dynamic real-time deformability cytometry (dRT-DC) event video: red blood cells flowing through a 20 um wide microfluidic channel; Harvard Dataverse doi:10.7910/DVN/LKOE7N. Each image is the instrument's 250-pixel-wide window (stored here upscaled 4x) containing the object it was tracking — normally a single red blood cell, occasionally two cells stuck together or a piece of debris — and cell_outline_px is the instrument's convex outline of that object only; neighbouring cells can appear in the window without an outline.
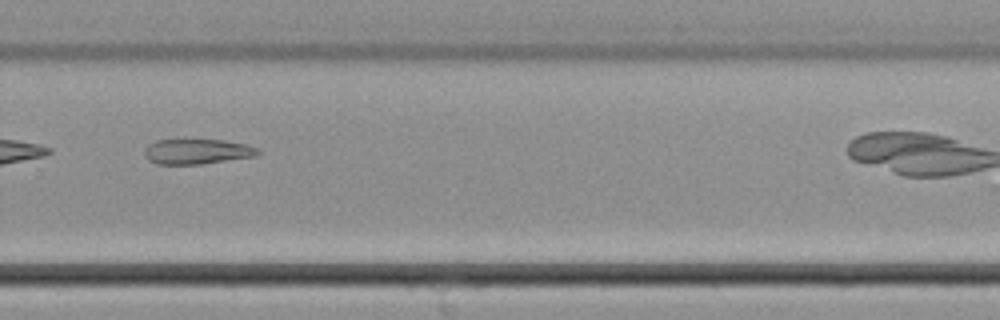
{"species": "common noctule bat (a hibernating species)", "species_latin": "Nyctalus noctula", "temperature_condition": "cold", "stored_images_in_passage": 20, "camera_frame_rate_fps": 3000, "um_per_image_px": 0.085, "animal": {"sex": "male", "body_mass_g": 21.5, "forearm_length_mm": 52.0}, "frame": {"image": 1, "passage_image": 15, "time_ms": 4.667, "image_size_px": [1000, 320], "cell_outline_px": [[260, 152], [256, 156], [200, 164], [156, 164], [148, 160], [144, 156], [144, 148], [148, 144], [156, 140], [224, 140], [244, 144], [260, 148]], "centroid_in_image_um": [16.72, 12.88], "position_along_channel_um": 313.1, "area_um2": 16.65}}